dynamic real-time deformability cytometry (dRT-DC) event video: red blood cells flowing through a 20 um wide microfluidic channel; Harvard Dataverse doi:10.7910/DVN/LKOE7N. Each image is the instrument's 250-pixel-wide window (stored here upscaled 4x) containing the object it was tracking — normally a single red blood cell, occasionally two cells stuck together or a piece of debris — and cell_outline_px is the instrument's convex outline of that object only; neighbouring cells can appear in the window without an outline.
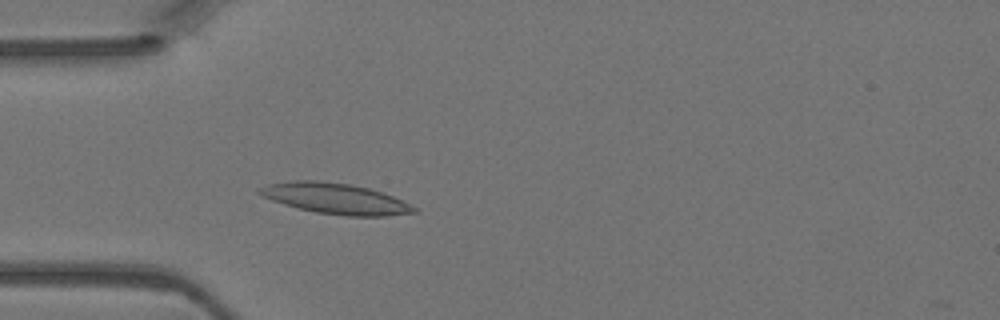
{"species": "Egyptian fruit bat (a non-hibernating species)", "species_latin": "Rousettus aegyptiacus", "temperature_condition": "warm", "stored_images_in_passage": 2, "camera_frame_rate_fps": 3000, "um_per_image_px": 0.085, "animal": {"sex": "female"}, "frame": {"image": 1, "passage_image": 2, "time_ms": 0.333, "image_size_px": [1000, 320], "cell_outline_px": [[420, 212], [388, 216], [348, 216], [316, 212], [284, 204], [272, 200], [256, 192], [260, 188], [268, 184], [292, 180], [316, 180], [348, 184], [368, 188], [384, 192], [420, 208]], "centroid_in_image_um": [28.59, 16.88], "position_along_channel_um": 56.4, "area_um2": 27.69}}